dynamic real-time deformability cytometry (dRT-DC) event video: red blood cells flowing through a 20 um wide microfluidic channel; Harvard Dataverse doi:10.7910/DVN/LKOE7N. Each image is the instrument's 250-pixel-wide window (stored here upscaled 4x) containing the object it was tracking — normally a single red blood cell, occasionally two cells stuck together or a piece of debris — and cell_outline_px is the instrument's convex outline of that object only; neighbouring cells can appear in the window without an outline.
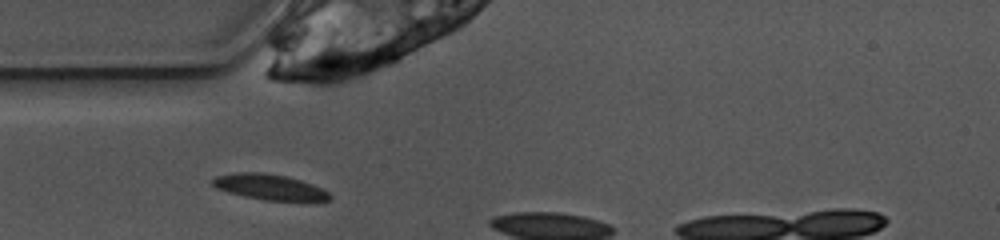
{"species": "common noctule bat (a hibernating species)", "species_latin": "Nyctalus noctula", "temperature_condition": "warm", "stored_images_in_passage": 3, "camera_frame_rate_fps": 3000, "um_per_image_px": 0.085, "animal": {"sex": "female", "body_mass_g": 10.0, "forearm_length_mm": 53.1}, "frame": {"image": 1, "passage_image": 1, "time_ms": 0.0, "image_size_px": [1000, 240], "cell_outline_px": [[332, 200], [264, 200], [244, 196], [228, 192], [216, 188], [212, 184], [212, 180], [216, 176], [236, 172], [260, 172], [288, 176], [312, 184], [328, 192], [332, 196]], "centroid_in_image_um": [22.88, 15.88], "position_along_channel_um": 62.1, "area_um2": 17.28}}